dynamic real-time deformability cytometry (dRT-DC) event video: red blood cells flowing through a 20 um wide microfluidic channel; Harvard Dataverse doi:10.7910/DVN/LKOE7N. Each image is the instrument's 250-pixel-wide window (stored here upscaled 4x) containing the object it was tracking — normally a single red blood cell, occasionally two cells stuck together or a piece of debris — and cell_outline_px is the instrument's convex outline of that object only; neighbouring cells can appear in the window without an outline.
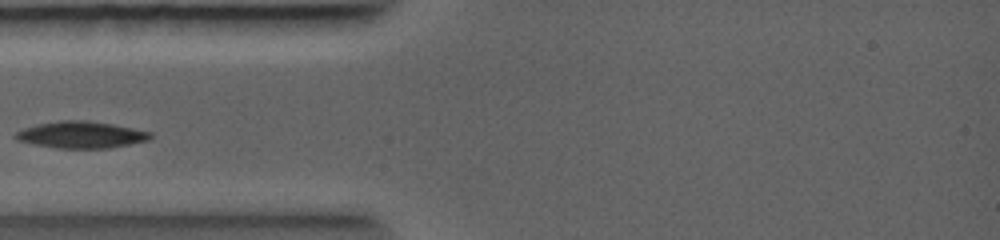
{"species": "common noctule bat (a hibernating species)", "species_latin": "Nyctalus noctula", "temperature_condition": "warm", "stored_images_in_passage": 2, "camera_frame_rate_fps": 5000, "um_per_image_px": 0.085, "animal": {"sex": "female", "body_mass_g": 19.0, "forearm_length_mm": 56.7}, "frame": {"image": 1, "passage_image": 2, "time_ms": 1.2, "image_size_px": [1000, 240], "cell_outline_px": [[152, 136], [148, 140], [108, 148], [56, 148], [32, 144], [20, 140], [16, 136], [16, 132], [40, 124], [108, 124], [148, 132]], "centroid_in_image_um": [6.92, 11.54], "position_along_channel_um": 78.1, "area_um2": 18.84}}